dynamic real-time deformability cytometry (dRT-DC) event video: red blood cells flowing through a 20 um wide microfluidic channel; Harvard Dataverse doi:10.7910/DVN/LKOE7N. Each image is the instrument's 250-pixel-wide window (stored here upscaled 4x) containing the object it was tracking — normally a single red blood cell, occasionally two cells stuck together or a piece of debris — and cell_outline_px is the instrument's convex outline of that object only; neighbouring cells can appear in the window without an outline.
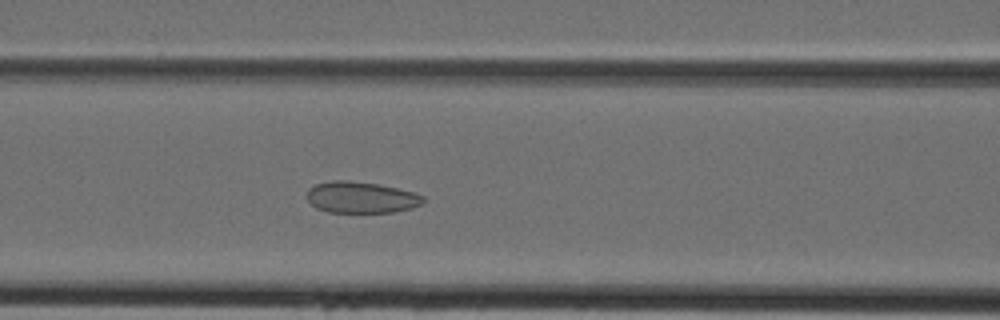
{"species": "Egyptian fruit bat (a non-hibernating species)", "species_latin": "Rousettus aegyptiacus", "temperature_condition": "cold", "stored_images_in_passage": 42, "camera_frame_rate_fps": 3000, "um_per_image_px": 0.085, "animal": {"sex": "female"}, "frame": {"image": 1, "passage_image": 16, "time_ms": 5.0, "image_size_px": [1000, 320], "cell_outline_px": [[424, 200], [420, 204], [412, 208], [392, 212], [328, 212], [316, 208], [308, 200], [308, 188], [316, 184], [332, 180], [348, 180], [376, 184], [396, 188], [412, 192], [424, 196]], "centroid_in_image_um": [30.67, 16.78], "position_along_channel_um": 135.9, "area_um2": 21.04}}
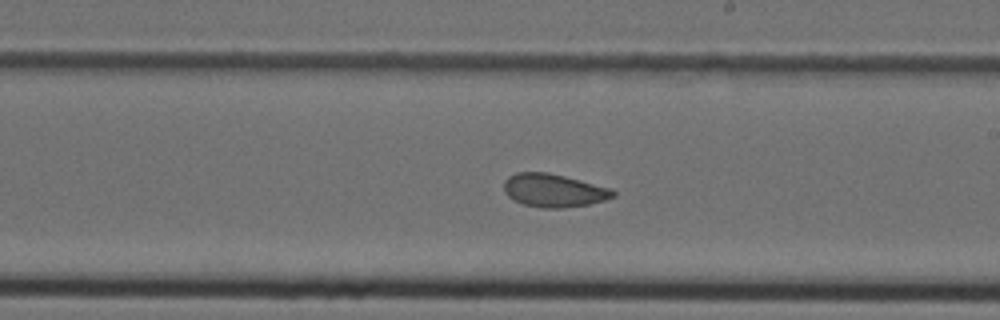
{"frame": {"image": 2, "passage_image": 23, "time_ms": 7.333, "image_size_px": [1000, 320], "cell_outline_px": [[616, 196], [604, 200], [588, 204], [564, 208], [540, 208], [524, 204], [508, 196], [504, 192], [504, 180], [508, 176], [516, 172], [548, 172], [612, 188], [616, 192]], "centroid_in_image_um": [47.07, 16.18], "position_along_channel_um": 241.9, "area_um2": 21.15}}
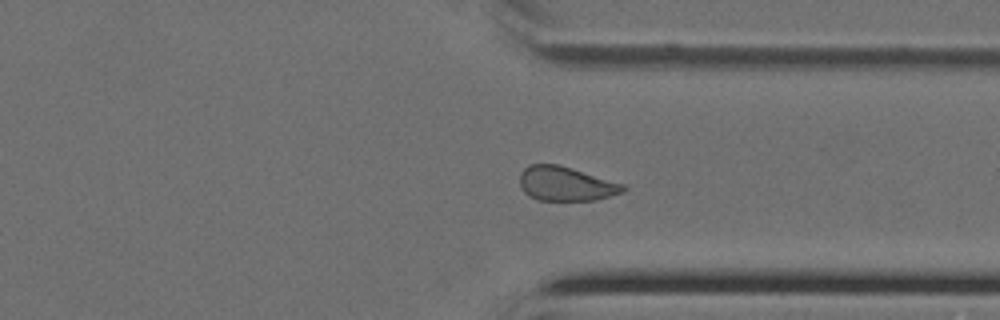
{"frame": {"image": 3, "passage_image": 31, "time_ms": 10.0, "image_size_px": [1000, 320], "cell_outline_px": [[628, 188], [624, 192], [596, 200], [536, 200], [528, 196], [520, 188], [520, 172], [528, 164], [556, 164], [572, 168], [624, 184]], "centroid_in_image_um": [48.08, 15.62], "position_along_channel_um": 363.3, "area_um2": 20.81}}